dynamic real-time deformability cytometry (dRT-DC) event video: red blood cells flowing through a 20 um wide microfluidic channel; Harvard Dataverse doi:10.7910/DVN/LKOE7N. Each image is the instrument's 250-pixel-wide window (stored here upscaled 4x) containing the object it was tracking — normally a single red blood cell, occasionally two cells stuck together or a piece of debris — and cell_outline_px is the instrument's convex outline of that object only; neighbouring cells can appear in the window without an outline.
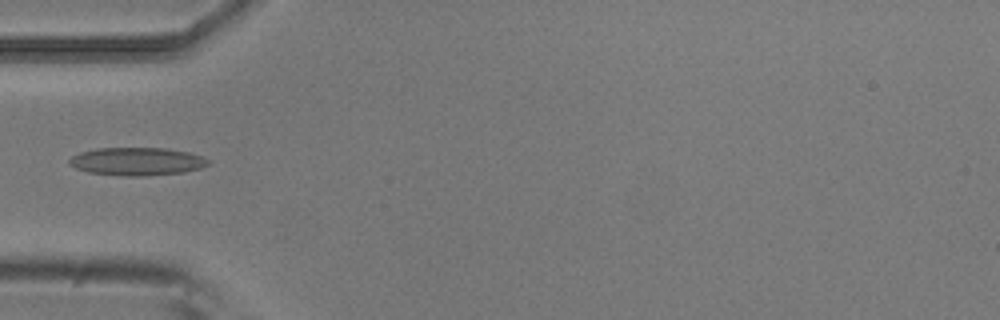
{"species": "common noctule bat (a hibernating species)", "species_latin": "Nyctalus noctula", "temperature_condition": "room temperature", "stored_images_in_passage": 5, "camera_frame_rate_fps": 3000, "um_per_image_px": 0.085, "animal": {"sex": "male", "body_mass_g": 20.5, "forearm_length_mm": 52.5}, "frame": {"image": 1, "passage_image": 5, "time_ms": 1.333, "image_size_px": [1000, 320], "cell_outline_px": [[212, 164], [200, 168], [184, 172], [140, 176], [124, 176], [88, 172], [76, 168], [68, 164], [68, 160], [72, 156], [80, 152], [96, 148], [168, 148], [188, 152], [200, 156], [208, 160]], "centroid_in_image_um": [11.63, 13.72], "position_along_channel_um": 73.4, "area_um2": 22.66}}